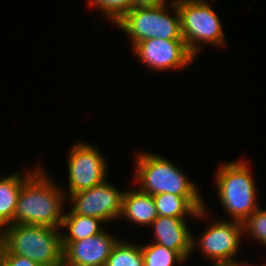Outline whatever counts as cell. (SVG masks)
<instances>
[{"mask_svg":"<svg viewBox=\"0 0 266 266\" xmlns=\"http://www.w3.org/2000/svg\"><path fill=\"white\" fill-rule=\"evenodd\" d=\"M243 233L266 247V209L259 207L243 222Z\"/></svg>","mask_w":266,"mask_h":266,"instance_id":"ffe728a7","label":"cell"},{"mask_svg":"<svg viewBox=\"0 0 266 266\" xmlns=\"http://www.w3.org/2000/svg\"><path fill=\"white\" fill-rule=\"evenodd\" d=\"M180 30L190 53L196 57L203 45L227 47L223 25L212 5L206 1L176 0Z\"/></svg>","mask_w":266,"mask_h":266,"instance_id":"8992f818","label":"cell"},{"mask_svg":"<svg viewBox=\"0 0 266 266\" xmlns=\"http://www.w3.org/2000/svg\"><path fill=\"white\" fill-rule=\"evenodd\" d=\"M39 167L22 185L14 224L42 225L61 228L66 195L60 185Z\"/></svg>","mask_w":266,"mask_h":266,"instance_id":"6da1fadb","label":"cell"},{"mask_svg":"<svg viewBox=\"0 0 266 266\" xmlns=\"http://www.w3.org/2000/svg\"><path fill=\"white\" fill-rule=\"evenodd\" d=\"M64 212L61 228L67 227V232L61 233L62 242L79 241L101 233L105 229V223L96 217ZM65 233V234H64Z\"/></svg>","mask_w":266,"mask_h":266,"instance_id":"2e32d148","label":"cell"},{"mask_svg":"<svg viewBox=\"0 0 266 266\" xmlns=\"http://www.w3.org/2000/svg\"><path fill=\"white\" fill-rule=\"evenodd\" d=\"M143 244V245H142ZM141 250L144 266H174L182 265L186 260L172 249L166 248L158 243H142Z\"/></svg>","mask_w":266,"mask_h":266,"instance_id":"ac0fdd59","label":"cell"},{"mask_svg":"<svg viewBox=\"0 0 266 266\" xmlns=\"http://www.w3.org/2000/svg\"><path fill=\"white\" fill-rule=\"evenodd\" d=\"M212 266H233V261H229V262H225V263L212 264Z\"/></svg>","mask_w":266,"mask_h":266,"instance_id":"cb8c5ba5","label":"cell"},{"mask_svg":"<svg viewBox=\"0 0 266 266\" xmlns=\"http://www.w3.org/2000/svg\"><path fill=\"white\" fill-rule=\"evenodd\" d=\"M134 158V182L139 185L141 192L152 196L163 193L176 196L201 195L199 186L164 156L139 151Z\"/></svg>","mask_w":266,"mask_h":266,"instance_id":"277c9868","label":"cell"},{"mask_svg":"<svg viewBox=\"0 0 266 266\" xmlns=\"http://www.w3.org/2000/svg\"><path fill=\"white\" fill-rule=\"evenodd\" d=\"M110 181L67 197L72 213L101 219L105 224L120 218L125 189L120 190Z\"/></svg>","mask_w":266,"mask_h":266,"instance_id":"9c48e42d","label":"cell"},{"mask_svg":"<svg viewBox=\"0 0 266 266\" xmlns=\"http://www.w3.org/2000/svg\"><path fill=\"white\" fill-rule=\"evenodd\" d=\"M61 228L11 224L3 227L6 252L27 257L41 266H63Z\"/></svg>","mask_w":266,"mask_h":266,"instance_id":"3957f363","label":"cell"},{"mask_svg":"<svg viewBox=\"0 0 266 266\" xmlns=\"http://www.w3.org/2000/svg\"><path fill=\"white\" fill-rule=\"evenodd\" d=\"M89 4V5H88ZM90 8L100 9L103 18L114 25L129 11L133 9V0H88Z\"/></svg>","mask_w":266,"mask_h":266,"instance_id":"d6986e66","label":"cell"},{"mask_svg":"<svg viewBox=\"0 0 266 266\" xmlns=\"http://www.w3.org/2000/svg\"><path fill=\"white\" fill-rule=\"evenodd\" d=\"M221 164L214 178L217 196L227 215H230L228 219L243 223L260 207L250 165L243 159Z\"/></svg>","mask_w":266,"mask_h":266,"instance_id":"7a4b0ae2","label":"cell"},{"mask_svg":"<svg viewBox=\"0 0 266 266\" xmlns=\"http://www.w3.org/2000/svg\"><path fill=\"white\" fill-rule=\"evenodd\" d=\"M3 266H41L38 263L10 252H5Z\"/></svg>","mask_w":266,"mask_h":266,"instance_id":"44dd1931","label":"cell"},{"mask_svg":"<svg viewBox=\"0 0 266 266\" xmlns=\"http://www.w3.org/2000/svg\"><path fill=\"white\" fill-rule=\"evenodd\" d=\"M158 216L193 218L207 221L208 207L202 196H176L169 193L153 195ZM188 216V217H187ZM205 218V219H204Z\"/></svg>","mask_w":266,"mask_h":266,"instance_id":"4fadbf2b","label":"cell"},{"mask_svg":"<svg viewBox=\"0 0 266 266\" xmlns=\"http://www.w3.org/2000/svg\"><path fill=\"white\" fill-rule=\"evenodd\" d=\"M5 252H6L5 242L3 235L0 232V266H3Z\"/></svg>","mask_w":266,"mask_h":266,"instance_id":"603a6c76","label":"cell"},{"mask_svg":"<svg viewBox=\"0 0 266 266\" xmlns=\"http://www.w3.org/2000/svg\"><path fill=\"white\" fill-rule=\"evenodd\" d=\"M158 217L153 196L139 189H125L122 199L121 219L137 226L149 227Z\"/></svg>","mask_w":266,"mask_h":266,"instance_id":"5bb4252c","label":"cell"},{"mask_svg":"<svg viewBox=\"0 0 266 266\" xmlns=\"http://www.w3.org/2000/svg\"><path fill=\"white\" fill-rule=\"evenodd\" d=\"M131 49L141 64L155 72L185 69L195 59L184 40L153 38L140 41Z\"/></svg>","mask_w":266,"mask_h":266,"instance_id":"30bf717a","label":"cell"},{"mask_svg":"<svg viewBox=\"0 0 266 266\" xmlns=\"http://www.w3.org/2000/svg\"><path fill=\"white\" fill-rule=\"evenodd\" d=\"M120 238L104 229L79 241L62 242L63 266H104Z\"/></svg>","mask_w":266,"mask_h":266,"instance_id":"8fae6325","label":"cell"},{"mask_svg":"<svg viewBox=\"0 0 266 266\" xmlns=\"http://www.w3.org/2000/svg\"><path fill=\"white\" fill-rule=\"evenodd\" d=\"M40 167L26 169L21 174L14 172L11 175L0 176V230L8 225L14 224L18 196L23 183ZM29 170V171H27Z\"/></svg>","mask_w":266,"mask_h":266,"instance_id":"9a60e30c","label":"cell"},{"mask_svg":"<svg viewBox=\"0 0 266 266\" xmlns=\"http://www.w3.org/2000/svg\"><path fill=\"white\" fill-rule=\"evenodd\" d=\"M169 0H133V9L147 8V7H159L167 4Z\"/></svg>","mask_w":266,"mask_h":266,"instance_id":"7402d4cb","label":"cell"},{"mask_svg":"<svg viewBox=\"0 0 266 266\" xmlns=\"http://www.w3.org/2000/svg\"><path fill=\"white\" fill-rule=\"evenodd\" d=\"M168 10L172 13H168ZM114 26L128 35L131 48L140 41L153 38L184 40L180 30L176 0H170L167 4L159 7L132 9Z\"/></svg>","mask_w":266,"mask_h":266,"instance_id":"5b68a950","label":"cell"},{"mask_svg":"<svg viewBox=\"0 0 266 266\" xmlns=\"http://www.w3.org/2000/svg\"><path fill=\"white\" fill-rule=\"evenodd\" d=\"M238 258H236L234 261H233V266H241V262L237 260Z\"/></svg>","mask_w":266,"mask_h":266,"instance_id":"484cf974","label":"cell"},{"mask_svg":"<svg viewBox=\"0 0 266 266\" xmlns=\"http://www.w3.org/2000/svg\"><path fill=\"white\" fill-rule=\"evenodd\" d=\"M187 218L158 216L152 227L154 243L177 251L185 260L192 254V233Z\"/></svg>","mask_w":266,"mask_h":266,"instance_id":"7c38bea8","label":"cell"},{"mask_svg":"<svg viewBox=\"0 0 266 266\" xmlns=\"http://www.w3.org/2000/svg\"><path fill=\"white\" fill-rule=\"evenodd\" d=\"M93 143L79 141L68 151V191L69 195L90 189L107 179L108 163ZM67 193V194H66Z\"/></svg>","mask_w":266,"mask_h":266,"instance_id":"ba28073f","label":"cell"},{"mask_svg":"<svg viewBox=\"0 0 266 266\" xmlns=\"http://www.w3.org/2000/svg\"><path fill=\"white\" fill-rule=\"evenodd\" d=\"M210 219L199 238L192 235V251L198 249L211 264L234 261L240 253L243 223L236 220Z\"/></svg>","mask_w":266,"mask_h":266,"instance_id":"52a82bcc","label":"cell"},{"mask_svg":"<svg viewBox=\"0 0 266 266\" xmlns=\"http://www.w3.org/2000/svg\"><path fill=\"white\" fill-rule=\"evenodd\" d=\"M263 266H265L264 264H262ZM241 266H257V265H254V264H252L251 265V263L249 264V262L247 263V261L246 262H241Z\"/></svg>","mask_w":266,"mask_h":266,"instance_id":"d4e9b609","label":"cell"},{"mask_svg":"<svg viewBox=\"0 0 266 266\" xmlns=\"http://www.w3.org/2000/svg\"><path fill=\"white\" fill-rule=\"evenodd\" d=\"M104 266H144L141 244L129 243L121 238L112 249Z\"/></svg>","mask_w":266,"mask_h":266,"instance_id":"e0dca14e","label":"cell"}]
</instances>
